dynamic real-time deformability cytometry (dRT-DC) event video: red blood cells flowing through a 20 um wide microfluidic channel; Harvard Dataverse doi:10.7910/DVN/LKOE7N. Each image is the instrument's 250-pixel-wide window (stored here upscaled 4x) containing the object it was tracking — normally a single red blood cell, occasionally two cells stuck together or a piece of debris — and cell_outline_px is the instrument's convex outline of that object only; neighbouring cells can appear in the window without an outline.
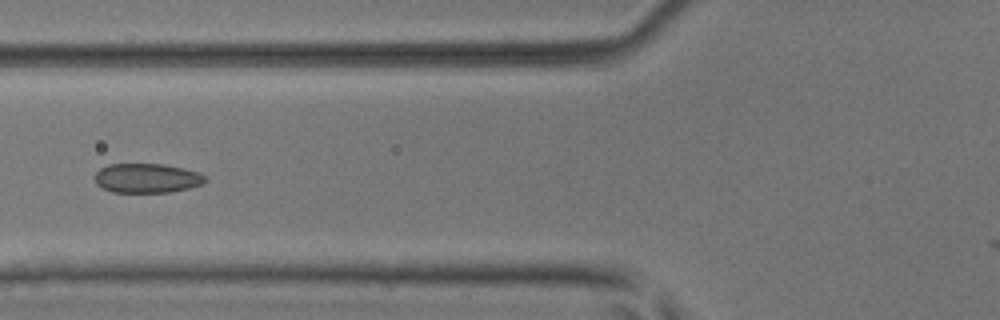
{"species": "common noctule bat (a hibernating species)", "species_latin": "Nyctalus noctula", "temperature_condition": "room temperature", "stored_images_in_passage": 5, "camera_frame_rate_fps": 3000, "um_per_image_px": 0.085, "animal": {"sex": "male", "body_mass_g": 17.9, "forearm_length_mm": 54.2}, "frame": {"image": 1, "passage_image": 5, "time_ms": 1.333, "image_size_px": [1000, 320], "cell_outline_px": [[208, 180], [200, 184], [188, 188], [168, 192], [112, 192], [96, 184], [92, 176], [100, 168], [108, 164], [164, 164], [184, 168], [200, 172]], "centroid_in_image_um": [12.45, 15.13], "position_along_channel_um": 113.3, "area_um2": 19.02}}